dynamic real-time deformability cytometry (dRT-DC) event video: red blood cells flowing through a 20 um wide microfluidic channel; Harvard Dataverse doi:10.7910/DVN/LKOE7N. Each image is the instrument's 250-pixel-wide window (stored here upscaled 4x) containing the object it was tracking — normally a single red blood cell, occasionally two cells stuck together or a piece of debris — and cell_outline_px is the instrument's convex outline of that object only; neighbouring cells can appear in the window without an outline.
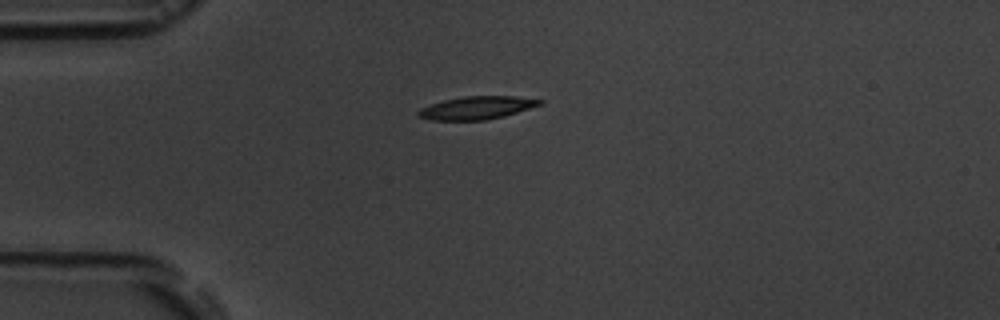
{"species": "common noctule bat (a hibernating species)", "species_latin": "Nyctalus noctula", "temperature_condition": "room temperature", "stored_images_in_passage": 5, "camera_frame_rate_fps": 3000, "um_per_image_px": 0.085, "animal": {"sex": "male", "body_mass_g": 19.5, "forearm_length_mm": 54.6}, "frame": {"image": 1, "passage_image": 1, "time_ms": 0.0, "image_size_px": [1000, 320], "cell_outline_px": [[544, 104], [504, 116], [484, 120], [432, 120], [416, 116], [416, 112], [420, 108], [444, 100], [464, 96], [512, 96], [544, 100]], "centroid_in_image_um": [40.53, 9.16], "position_along_channel_um": 44.5, "area_um2": 16.24}}
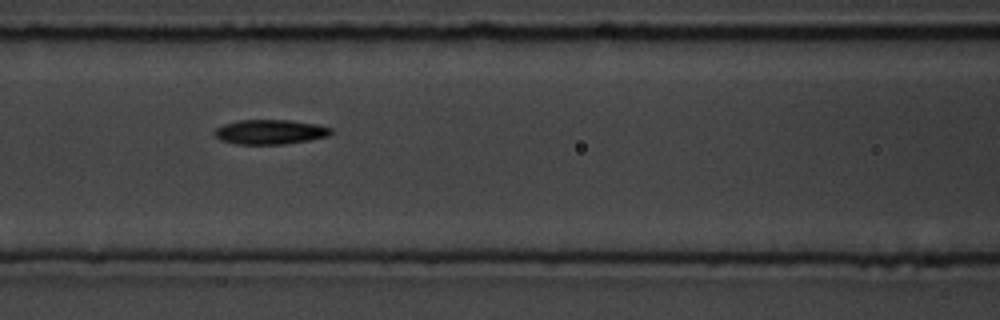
{"frame": {"image": 2, "passage_image": 4, "time_ms": 3.333, "image_size_px": [1000, 320], "cell_outline_px": [[332, 132], [328, 136], [308, 140], [284, 144], [236, 144], [220, 140], [212, 132], [216, 128], [224, 124], [236, 120], [288, 120], [316, 124], [332, 128]], "centroid_in_image_um": [22.92, 11.21], "position_along_channel_um": 143.7, "area_um2": 16.7}}
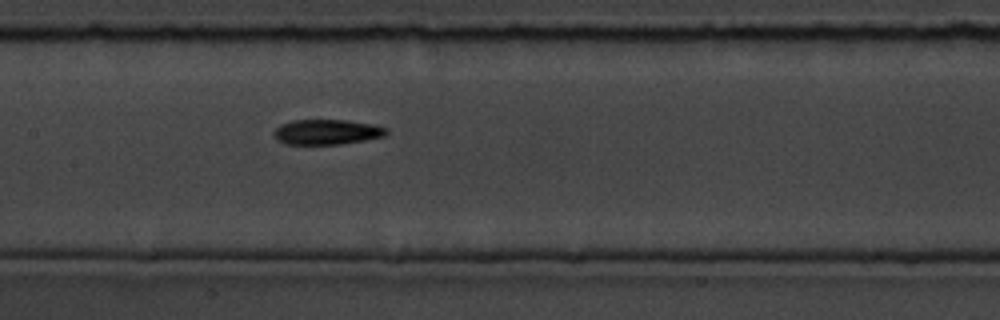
{"frame": {"image": 3, "passage_image": 5, "time_ms": 4.333, "image_size_px": [1000, 320], "cell_outline_px": [[388, 132], [384, 136], [364, 140], [340, 144], [284, 144], [276, 140], [272, 136], [272, 132], [280, 124], [292, 120], [348, 120], [372, 124], [388, 128]], "centroid_in_image_um": [27.73, 11.22], "position_along_channel_um": 179.7, "area_um2": 16.65}}